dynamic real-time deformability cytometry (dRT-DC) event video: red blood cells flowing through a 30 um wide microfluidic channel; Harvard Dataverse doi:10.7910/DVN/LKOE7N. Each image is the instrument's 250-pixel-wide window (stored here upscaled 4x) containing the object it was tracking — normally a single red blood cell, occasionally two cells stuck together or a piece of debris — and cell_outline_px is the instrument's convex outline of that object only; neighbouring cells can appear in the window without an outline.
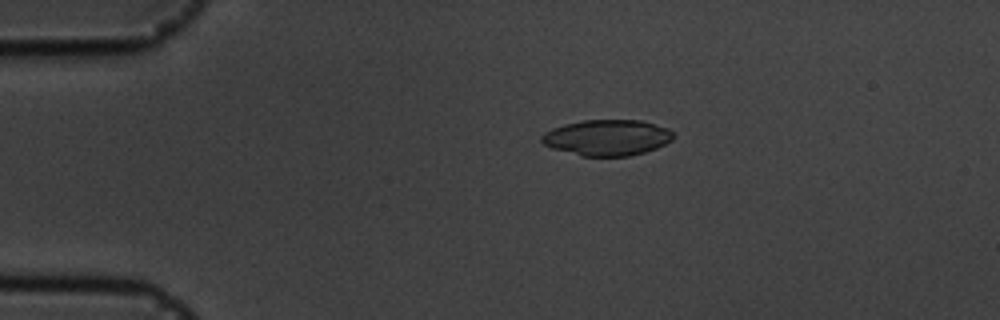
{"species": "common noctule bat (a hibernating species)", "species_latin": "Nyctalus noctula", "temperature_condition": "cold", "stored_images_in_passage": 45, "camera_frame_rate_fps": 3000, "um_per_image_px": 0.085, "animal": {"sex": "male", "body_mass_g": 19.5, "forearm_length_mm": 54.6}, "frame": {"image": 1, "passage_image": 1, "time_ms": 0.0, "image_size_px": [1000, 320], "cell_outline_px": [[676, 136], [672, 140], [656, 148], [644, 152], [628, 156], [580, 156], [552, 148], [544, 144], [540, 140], [540, 136], [544, 132], [552, 128], [564, 124], [584, 120], [640, 120], [668, 128]], "centroid_in_image_um": [51.59, 11.69], "position_along_channel_um": 33.4, "area_um2": 27.63}}
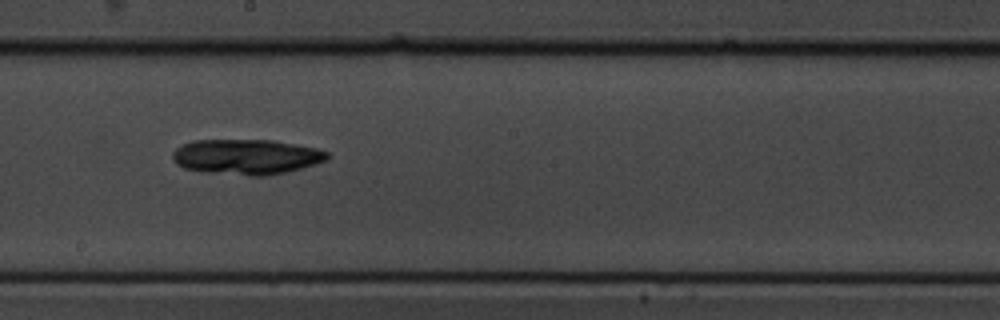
{"frame": {"image": 2, "passage_image": 21, "time_ms": 6.667, "image_size_px": [1000, 320], "cell_outline_px": [[328, 156], [324, 160], [316, 164], [288, 172], [264, 176], [248, 176], [208, 172], [184, 168], [176, 164], [172, 160], [172, 152], [176, 148], [192, 140], [272, 140], [316, 148], [328, 152]], "centroid_in_image_um": [20.92, 13.33], "position_along_channel_um": 227.3, "area_um2": 31.79}}
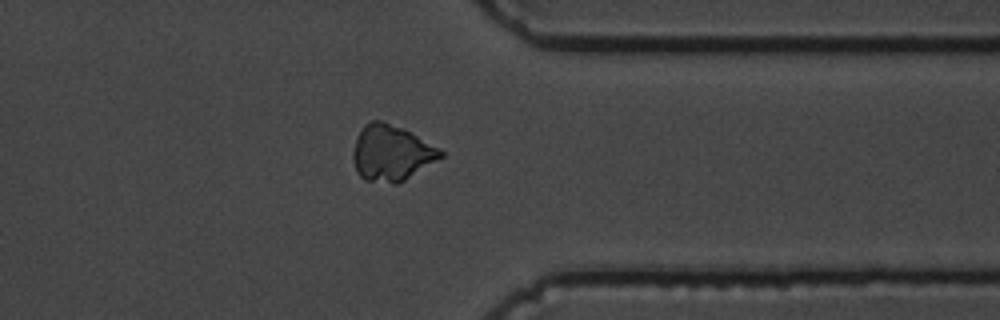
{"frame": {"image": 3, "passage_image": 34, "time_ms": 11.0, "image_size_px": [1000, 320], "cell_outline_px": [[444, 156], [404, 180], [396, 184], [392, 184], [364, 180], [356, 172], [352, 156], [352, 152], [356, 136], [364, 124], [372, 120], [384, 120], [404, 128], [440, 148], [444, 152]], "centroid_in_image_um": [33.24, 12.99], "position_along_channel_um": 378.2, "area_um2": 28.84}, "authors_computed_cell_mechanics": {"area_um2": 28.611, "velocity_mm_per_s": 3.5946, "shape_relaxation_time_tau1_ms": 4.2325, "shape_relaxation_time_tau2_ms": null, "deformation_change_tau1": 0.1312, "deformation_change_tau2": null}}